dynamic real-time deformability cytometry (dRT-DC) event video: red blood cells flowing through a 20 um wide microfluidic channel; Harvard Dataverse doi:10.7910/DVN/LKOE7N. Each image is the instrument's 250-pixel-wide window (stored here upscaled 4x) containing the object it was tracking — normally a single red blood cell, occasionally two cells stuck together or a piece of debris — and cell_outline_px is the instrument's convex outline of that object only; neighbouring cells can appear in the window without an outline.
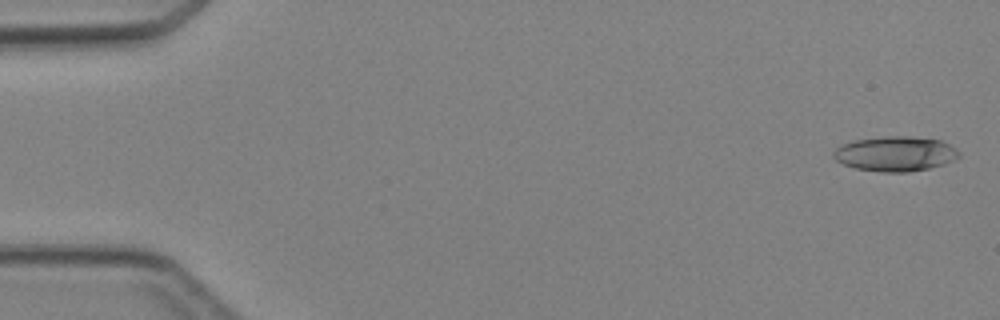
{"species": "Egyptian fruit bat (a non-hibernating species)", "species_latin": "Rousettus aegyptiacus", "temperature_condition": "cold", "stored_images_in_passage": 4, "camera_frame_rate_fps": 3000, "um_per_image_px": 0.085, "animal": {"sex": "female"}, "frame": {"image": 1, "passage_image": 1, "time_ms": 0.0, "image_size_px": [1000, 320], "cell_outline_px": [[960, 156], [944, 164], [928, 168], [908, 172], [880, 172], [856, 168], [844, 164], [836, 160], [832, 156], [832, 152], [836, 148], [852, 140], [884, 136], [908, 136], [940, 140], [956, 148], [960, 152]], "centroid_in_image_um": [76.09, 13.07], "position_along_channel_um": 8.9, "area_um2": 25.49}}